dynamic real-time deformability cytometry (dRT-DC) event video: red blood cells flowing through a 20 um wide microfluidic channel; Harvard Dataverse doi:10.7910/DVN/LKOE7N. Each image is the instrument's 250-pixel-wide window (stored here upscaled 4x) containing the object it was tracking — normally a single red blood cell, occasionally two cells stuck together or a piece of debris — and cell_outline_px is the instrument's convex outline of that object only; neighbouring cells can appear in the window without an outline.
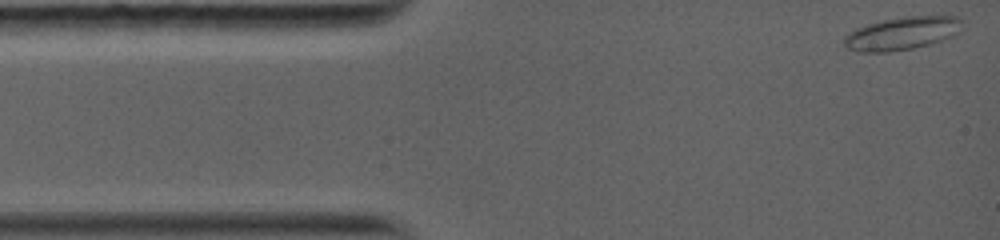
{"species": "common noctule bat (a hibernating species)", "species_latin": "Nyctalus noctula", "temperature_condition": "warm", "stored_images_in_passage": 53, "camera_frame_rate_fps": 5000, "um_per_image_px": 0.085, "animal": {"sex": "female", "body_mass_g": 19.0, "forearm_length_mm": 56.7}, "frame": {"image": 1, "passage_image": 1, "time_ms": 0.0, "image_size_px": [1000, 240], "cell_outline_px": [[964, 20], [960, 32], [944, 40], [912, 48], [888, 52], [860, 52], [848, 48], [840, 40], [848, 32], [856, 28], [868, 24], [884, 20], [904, 16], [956, 16]], "centroid_in_image_um": [76.67, 2.83], "position_along_channel_um": 8.3, "area_um2": 22.89}}
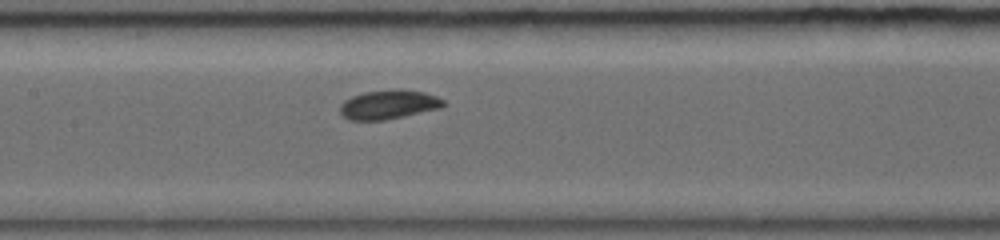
{"frame": {"image": 2, "passage_image": 27, "time_ms": 5.8, "image_size_px": [1000, 240], "cell_outline_px": [[448, 104], [440, 108], [404, 116], [384, 120], [348, 120], [340, 112], [340, 104], [344, 100], [352, 96], [364, 92], [392, 88], [400, 88], [424, 92], [436, 96], [444, 100]], "centroid_in_image_um": [33.04, 8.87], "position_along_channel_um": 174.4, "area_um2": 17.8}}
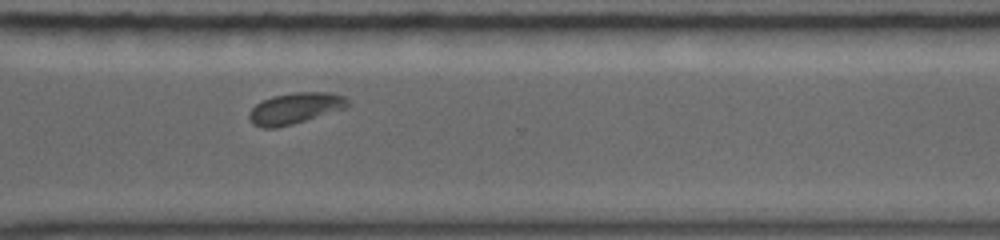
{"frame": {"image": 3, "passage_image": 52, "time_ms": 10.0, "image_size_px": [1000, 240], "cell_outline_px": [[352, 104], [348, 108], [292, 124], [276, 128], [260, 128], [252, 124], [248, 116], [248, 112], [256, 104], [272, 96], [292, 92], [332, 92], [344, 96]], "centroid_in_image_um": [25.11, 9.2], "position_along_channel_um": 345.5, "area_um2": 18.21}}